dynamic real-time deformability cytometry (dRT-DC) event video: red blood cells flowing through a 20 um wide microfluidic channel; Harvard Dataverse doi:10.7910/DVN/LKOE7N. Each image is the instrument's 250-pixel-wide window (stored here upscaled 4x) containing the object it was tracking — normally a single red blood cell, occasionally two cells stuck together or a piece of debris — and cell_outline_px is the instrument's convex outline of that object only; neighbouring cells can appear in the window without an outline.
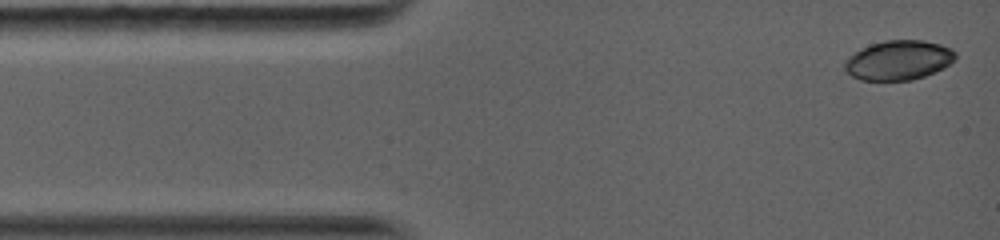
{"species": "common noctule bat (a hibernating species)", "species_latin": "Nyctalus noctula", "temperature_condition": "warm", "stored_images_in_passage": 48, "camera_frame_rate_fps": 5000, "um_per_image_px": 0.085, "animal": {"sex": "female", "body_mass_g": 19.0, "forearm_length_mm": 56.7}, "frame": {"image": 1, "passage_image": 1, "time_ms": 0.0, "image_size_px": [1000, 240], "cell_outline_px": [[956, 56], [944, 68], [924, 76], [912, 80], [860, 80], [844, 72], [844, 64], [848, 56], [860, 48], [872, 44], [888, 40], [924, 40], [940, 44], [952, 48], [956, 52]], "centroid_in_image_um": [76.35, 5.12], "position_along_channel_um": 8.6, "area_um2": 25.61}}
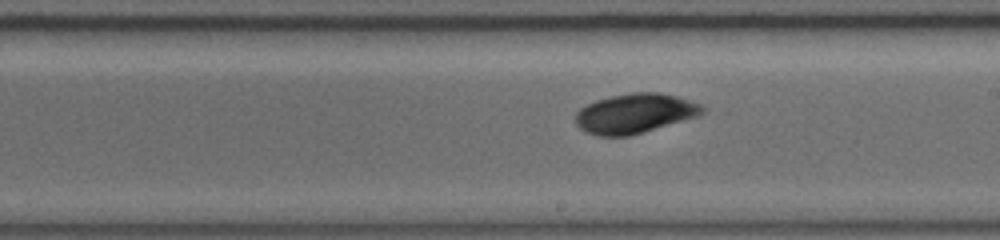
{"frame": {"image": 2, "passage_image": 19, "time_ms": 7.2, "image_size_px": [1000, 240], "cell_outline_px": [[704, 112], [696, 116], [628, 136], [600, 136], [584, 132], [576, 124], [576, 112], [580, 108], [596, 100], [612, 96], [632, 92], [656, 92], [676, 96], [700, 104], [704, 108]], "centroid_in_image_um": [53.91, 9.64], "position_along_channel_um": 235.1, "area_um2": 28.84}}
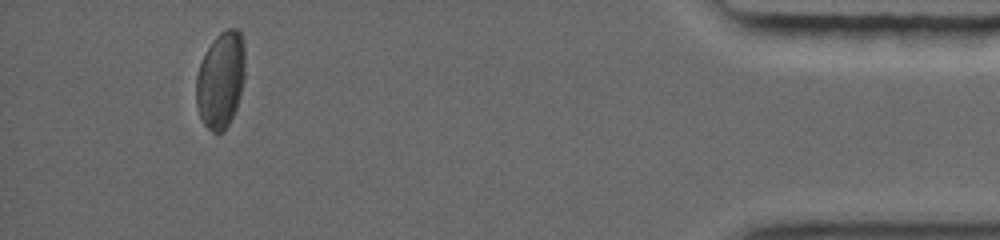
{"frame": {"image": 3, "passage_image": 46, "time_ms": 13.4, "image_size_px": [1000, 240], "cell_outline_px": [[244, 80], [236, 108], [228, 124], [220, 132], [212, 132], [204, 124], [200, 116], [196, 104], [196, 76], [204, 52], [212, 40], [224, 28], [236, 28], [240, 32], [244, 40]], "centroid_in_image_um": [18.75, 6.73], "position_along_channel_um": 416.4, "area_um2": 27.57}}